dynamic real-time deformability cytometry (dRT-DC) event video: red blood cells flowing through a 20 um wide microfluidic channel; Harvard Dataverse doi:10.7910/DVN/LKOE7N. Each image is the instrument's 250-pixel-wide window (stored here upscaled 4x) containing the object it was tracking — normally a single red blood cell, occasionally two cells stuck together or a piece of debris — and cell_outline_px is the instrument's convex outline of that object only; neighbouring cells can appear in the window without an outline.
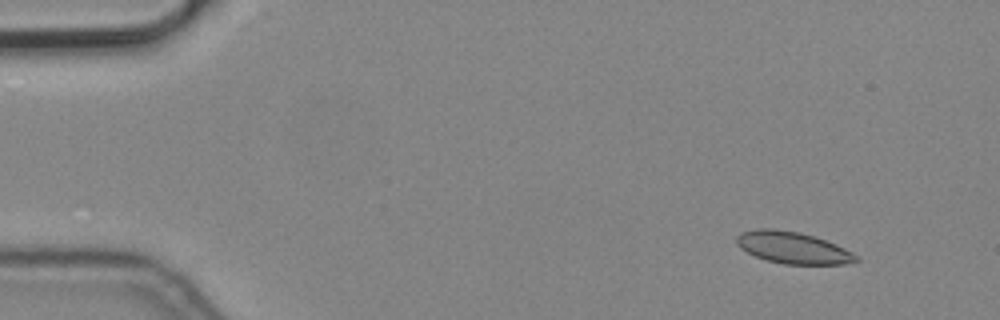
{"species": "common noctule bat (a hibernating species)", "species_latin": "Nyctalus noctula", "temperature_condition": "cold", "stored_images_in_passage": 7, "camera_frame_rate_fps": 3000, "um_per_image_px": 0.085, "animal": {"sex": "male", "body_mass_g": 19.2, "forearm_length_mm": 51.8}, "frame": {"image": 1, "passage_image": 2, "time_ms": 0.333, "image_size_px": [1000, 320], "cell_outline_px": [[860, 260], [844, 264], [784, 264], [768, 260], [756, 256], [740, 248], [736, 244], [736, 236], [740, 232], [756, 228], [772, 228], [800, 232], [836, 244], [860, 256]], "centroid_in_image_um": [67.38, 21.04], "position_along_channel_um": 17.6, "area_um2": 22.14}}
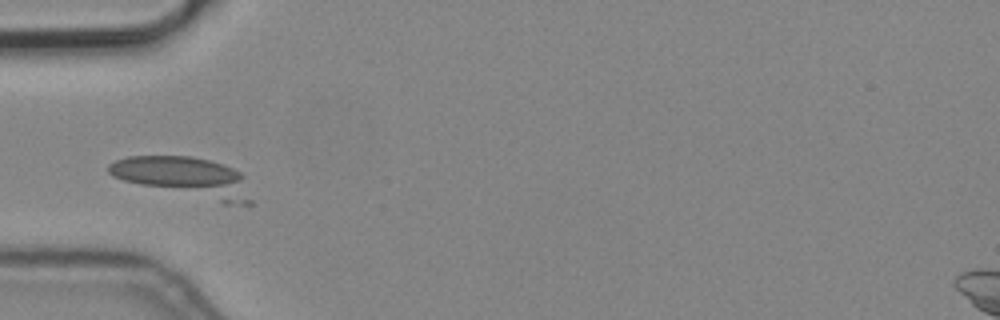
{"frame": {"image": 2, "passage_image": 5, "time_ms": 1.333, "image_size_px": [1000, 320], "cell_outline_px": [[244, 176], [232, 200], [228, 204], [224, 204], [140, 184], [124, 180], [112, 176], [108, 172], [108, 164], [116, 160], [128, 156], [192, 156], [224, 164], [240, 172]], "centroid_in_image_um": [15.36, 14.94], "position_along_channel_um": 69.6, "area_um2": 30.63}}